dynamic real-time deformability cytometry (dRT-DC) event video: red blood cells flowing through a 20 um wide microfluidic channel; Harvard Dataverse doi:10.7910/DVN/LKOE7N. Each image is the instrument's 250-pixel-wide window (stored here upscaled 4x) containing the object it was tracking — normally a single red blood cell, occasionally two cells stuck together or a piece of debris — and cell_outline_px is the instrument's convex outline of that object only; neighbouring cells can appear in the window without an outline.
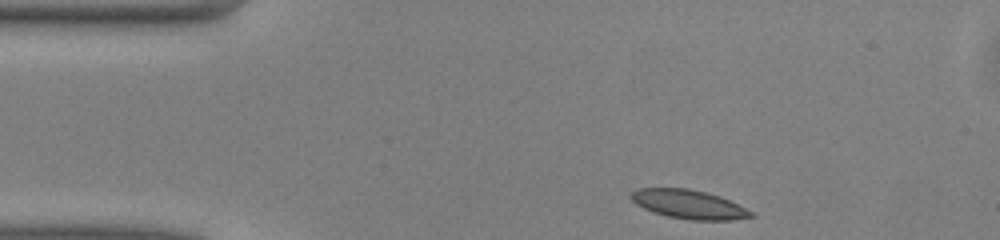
{"species": "common noctule bat (a hibernating species)", "species_latin": "Nyctalus noctula", "temperature_condition": "warm", "stored_images_in_passage": 43, "camera_frame_rate_fps": 3000, "um_per_image_px": 0.085, "animal": {"sex": "male", "body_mass_g": 13.0, "forearm_length_mm": 53.1}, "frame": {"image": 1, "passage_image": 1, "time_ms": 0.0, "image_size_px": [1000, 240], "cell_outline_px": [[756, 216], [732, 220], [692, 220], [668, 216], [652, 212], [636, 204], [628, 196], [636, 188], [688, 188], [720, 196], [752, 212]], "centroid_in_image_um": [58.5, 17.36], "position_along_channel_um": 26.5, "area_um2": 20.06}}
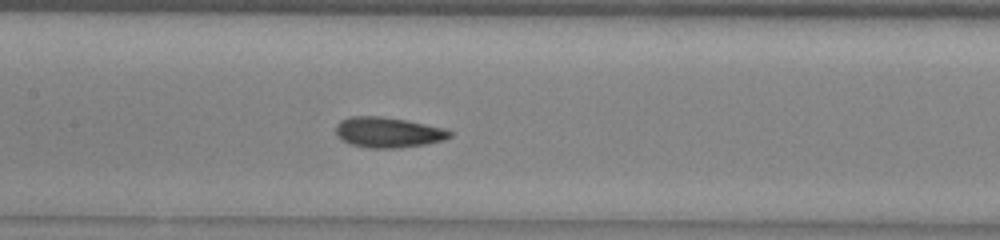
{"frame": {"image": 2, "passage_image": 16, "time_ms": 5.0, "image_size_px": [1000, 240], "cell_outline_px": [[452, 136], [444, 140], [424, 144], [396, 148], [368, 148], [352, 144], [344, 140], [336, 132], [336, 124], [340, 120], [348, 116], [380, 116], [408, 120], [444, 128], [452, 132]], "centroid_in_image_um": [33.0, 11.23], "position_along_channel_um": 174.4, "area_um2": 20.11}}
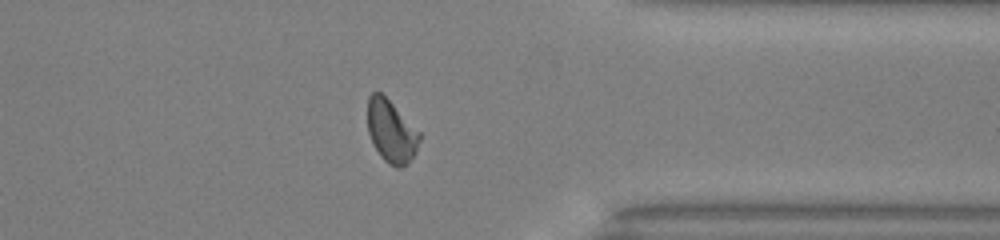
{"frame": {"image": 3, "passage_image": 32, "time_ms": 10.333, "image_size_px": [1000, 240], "cell_outline_px": [[420, 140], [416, 152], [408, 164], [400, 168], [396, 168], [388, 164], [380, 156], [372, 144], [368, 132], [368, 96], [372, 92], [380, 92], [420, 132]], "centroid_in_image_um": [33.25, 11.21], "position_along_channel_um": 378.2, "area_um2": 18.9}, "authors_computed_cell_mechanics": {"area_um2": 19.652, "velocity_mm_per_s": 4.0388, "shape_relaxation_time_tau1_ms": 3.3491, "shape_relaxation_time_tau2_ms": 1.6036, "deformation_change_tau1": 0.0911, "deformation_change_tau2": 0.0511}}